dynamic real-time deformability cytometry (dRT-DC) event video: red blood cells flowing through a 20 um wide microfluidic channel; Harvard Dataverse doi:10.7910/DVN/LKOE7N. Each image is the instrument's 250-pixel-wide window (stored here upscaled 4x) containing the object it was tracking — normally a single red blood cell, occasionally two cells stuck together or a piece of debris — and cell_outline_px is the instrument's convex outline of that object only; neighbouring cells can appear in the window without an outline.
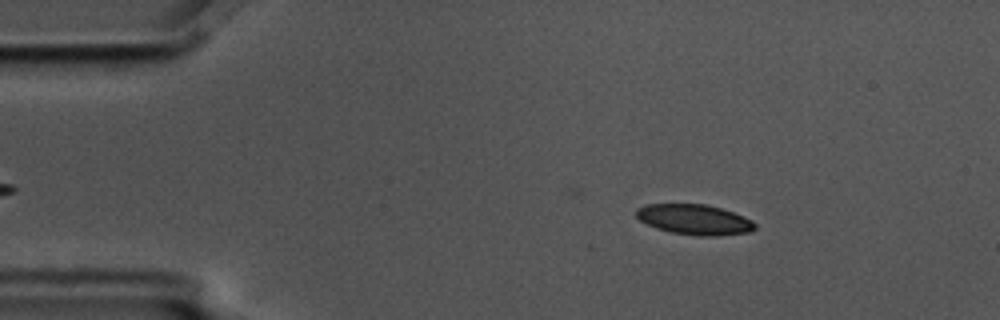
{"species": "common noctule bat (a hibernating species)", "species_latin": "Nyctalus noctula", "temperature_condition": "cold", "stored_images_in_passage": 5, "segment_of_instrument_passage": [1, 2], "camera_frame_rate_fps": 3000, "um_per_image_px": 0.085, "animal": {"sex": "male", "body_mass_g": 17.5, "forearm_length_mm": 52.3}, "frame": {"image": 1, "passage_image": 2, "time_ms": 0.333, "image_size_px": [1000, 320], "cell_outline_px": [[756, 228], [748, 232], [720, 236], [696, 236], [672, 232], [656, 228], [640, 220], [636, 216], [636, 208], [644, 204], [704, 204], [720, 208], [744, 216], [752, 220], [756, 224]], "centroid_in_image_um": [59.03, 18.66], "position_along_channel_um": 26.0, "area_um2": 20.98}}